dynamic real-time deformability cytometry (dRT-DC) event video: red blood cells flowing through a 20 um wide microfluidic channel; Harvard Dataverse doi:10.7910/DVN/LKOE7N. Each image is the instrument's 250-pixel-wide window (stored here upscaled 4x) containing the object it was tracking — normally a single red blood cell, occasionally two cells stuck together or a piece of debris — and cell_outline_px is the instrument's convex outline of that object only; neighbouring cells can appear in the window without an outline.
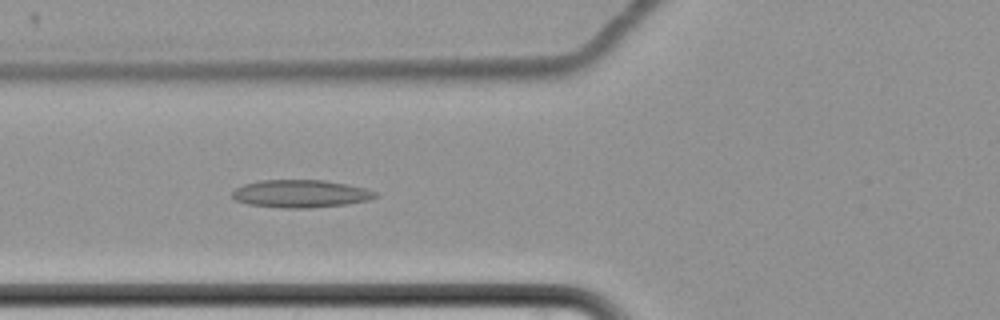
{"species": "common noctule bat (a hibernating species)", "species_latin": "Nyctalus noctula", "temperature_condition": "cold", "stored_images_in_passage": 56, "camera_frame_rate_fps": 3000, "um_per_image_px": 0.085, "animal": {"sex": "female", "body_mass_g": 22.7, "forearm_length_mm": 54.2}, "frame": {"image": 1, "passage_image": 19, "time_ms": 6.0, "image_size_px": [1000, 320], "cell_outline_px": [[380, 196], [368, 200], [344, 204], [308, 208], [284, 208], [248, 204], [236, 200], [232, 196], [232, 192], [236, 188], [244, 184], [260, 180], [324, 180], [348, 184], [368, 188], [376, 192]], "centroid_in_image_um": [25.58, 16.46], "position_along_channel_um": 100.2, "area_um2": 23.12}}
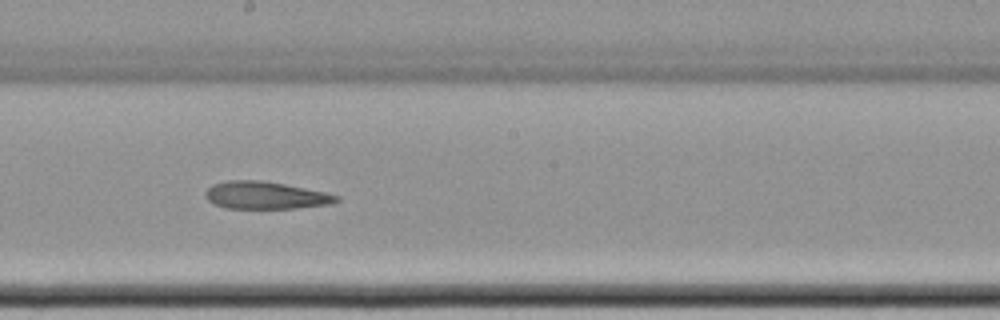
{"frame": {"image": 2, "passage_image": 30, "time_ms": 9.667, "image_size_px": [1000, 320], "cell_outline_px": [[340, 200], [332, 204], [296, 208], [228, 208], [216, 204], [208, 200], [204, 196], [204, 192], [212, 184], [228, 180], [260, 180], [284, 184], [324, 192], [340, 196]], "centroid_in_image_um": [22.56, 16.6], "position_along_channel_um": 225.6, "area_um2": 20.87}}
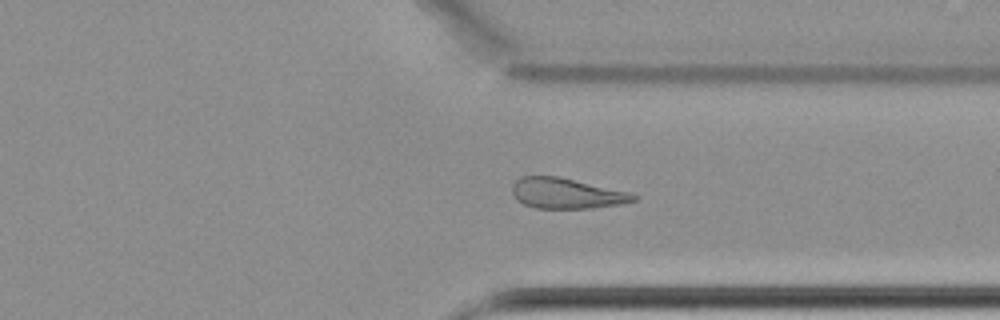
{"frame": {"image": 3, "passage_image": 42, "time_ms": 13.667, "image_size_px": [1000, 320], "cell_outline_px": [[640, 196], [636, 200], [620, 204], [592, 208], [536, 208], [524, 204], [516, 200], [512, 192], [512, 184], [520, 176], [560, 176], [628, 192]], "centroid_in_image_um": [48.13, 16.43], "position_along_channel_um": 363.3, "area_um2": 21.62}, "authors_computed_cell_mechanics": {"area_um2": 23.0622, "velocity_mm_per_s": 3.4197, "shape_relaxation_time_tau1_ms": null, "shape_relaxation_time_tau2_ms": 6.2975, "deformation_change_tau1": null, "deformation_change_tau2": 0.1245}}